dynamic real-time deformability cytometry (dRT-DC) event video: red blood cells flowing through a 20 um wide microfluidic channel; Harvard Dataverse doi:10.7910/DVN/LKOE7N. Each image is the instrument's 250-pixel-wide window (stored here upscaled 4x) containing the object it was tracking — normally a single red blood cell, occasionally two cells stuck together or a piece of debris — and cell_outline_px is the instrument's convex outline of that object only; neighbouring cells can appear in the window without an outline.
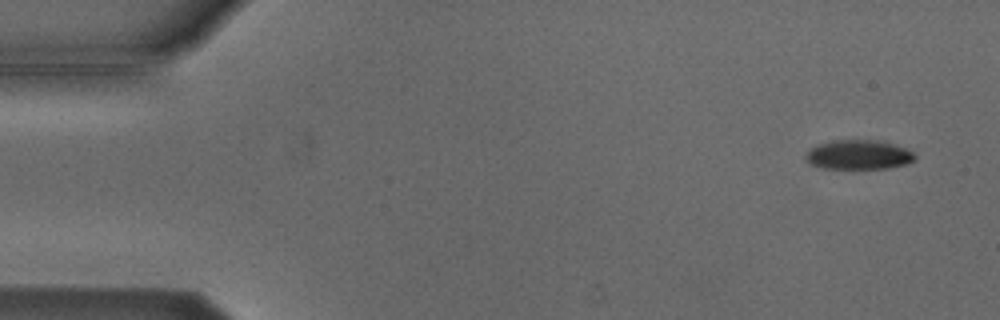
{"species": "Egyptian fruit bat (a non-hibernating species)", "species_latin": "Rousettus aegyptiacus", "temperature_condition": "cold", "stored_images_in_passage": 7, "camera_frame_rate_fps": 3000, "um_per_image_px": 0.085, "animal": {"sex": "male"}, "frame": {"image": 1, "passage_image": 1, "time_ms": 0.0, "image_size_px": [1000, 320], "cell_outline_px": [[916, 160], [904, 164], [884, 168], [824, 168], [812, 164], [804, 156], [808, 148], [816, 144], [832, 140], [880, 140], [904, 148], [912, 152], [916, 156]], "centroid_in_image_um": [72.94, 13.13], "position_along_channel_um": 12.1, "area_um2": 18.61}}
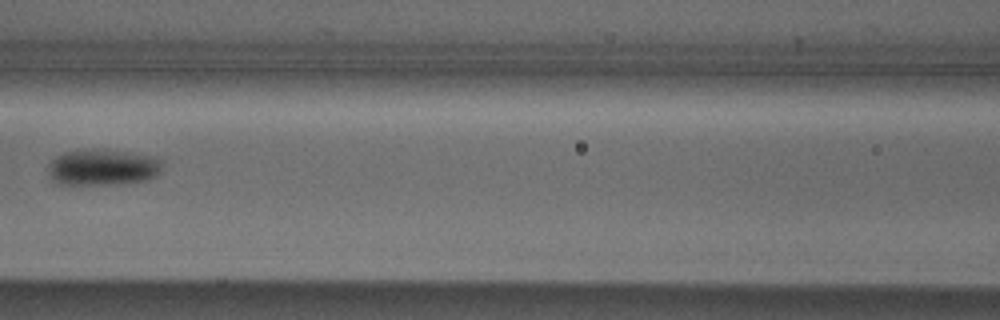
{"frame": {"image": 2, "passage_image": 6, "time_ms": 7.0, "image_size_px": [1000, 320], "cell_outline_px": [[160, 168], [156, 176], [148, 180], [128, 184], [60, 184], [52, 180], [48, 172], [48, 168], [52, 160], [56, 156], [64, 152], [84, 148], [104, 148], [156, 156], [160, 160]], "centroid_in_image_um": [8.73, 14.2], "position_along_channel_um": 157.9, "area_um2": 24.62}}
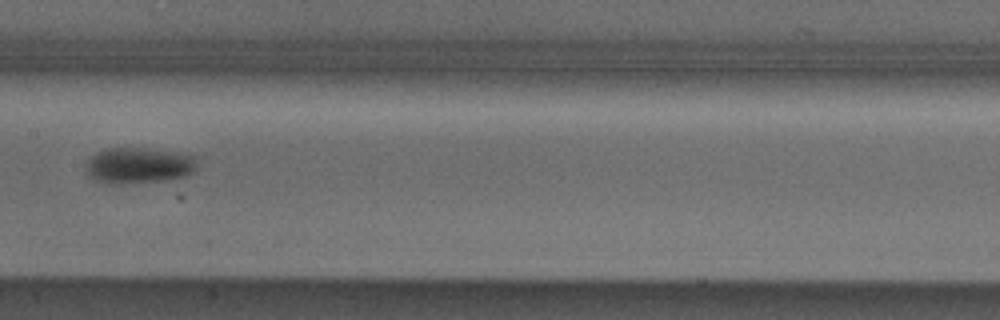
{"frame": {"image": 3, "passage_image": 7, "time_ms": 8.0, "image_size_px": [1000, 320], "cell_outline_px": [[196, 168], [188, 176], [164, 180], [120, 184], [104, 184], [92, 180], [84, 172], [84, 164], [96, 152], [104, 148], [144, 148], [180, 152], [196, 156]], "centroid_in_image_um": [11.73, 14.07], "position_along_channel_um": 195.7, "area_um2": 23.93}}